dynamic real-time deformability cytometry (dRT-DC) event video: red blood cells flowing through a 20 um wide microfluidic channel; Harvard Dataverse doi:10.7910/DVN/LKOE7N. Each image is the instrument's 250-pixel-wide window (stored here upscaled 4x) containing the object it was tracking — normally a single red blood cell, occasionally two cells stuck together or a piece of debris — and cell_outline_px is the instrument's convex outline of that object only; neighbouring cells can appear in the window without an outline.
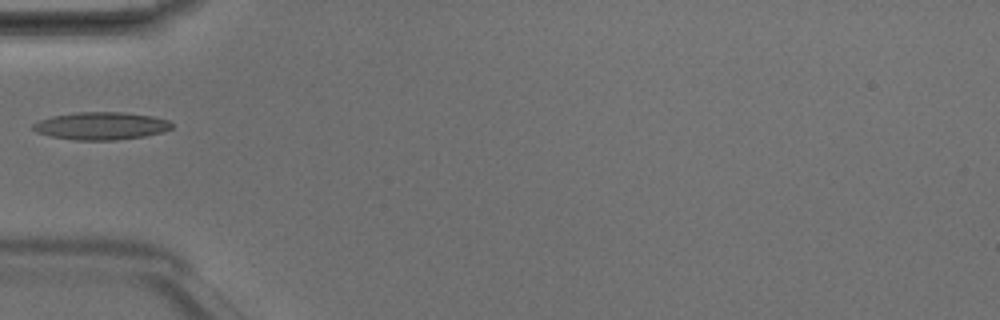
{"species": "Egyptian fruit bat (a non-hibernating species)", "species_latin": "Rousettus aegyptiacus", "temperature_condition": "room temperature", "stored_images_in_passage": 5, "camera_frame_rate_fps": 3000, "um_per_image_px": 0.085, "animal": {"sex": "male"}, "frame": {"image": 1, "passage_image": 5, "time_ms": 1.333, "image_size_px": [1000, 320], "cell_outline_px": [[172, 128], [160, 132], [144, 136], [116, 140], [72, 140], [48, 136], [36, 132], [32, 128], [32, 124], [40, 120], [52, 116], [80, 112], [124, 112], [152, 116], [168, 120], [172, 124]], "centroid_in_image_um": [8.56, 10.7], "position_along_channel_um": 76.4, "area_um2": 22.31}}